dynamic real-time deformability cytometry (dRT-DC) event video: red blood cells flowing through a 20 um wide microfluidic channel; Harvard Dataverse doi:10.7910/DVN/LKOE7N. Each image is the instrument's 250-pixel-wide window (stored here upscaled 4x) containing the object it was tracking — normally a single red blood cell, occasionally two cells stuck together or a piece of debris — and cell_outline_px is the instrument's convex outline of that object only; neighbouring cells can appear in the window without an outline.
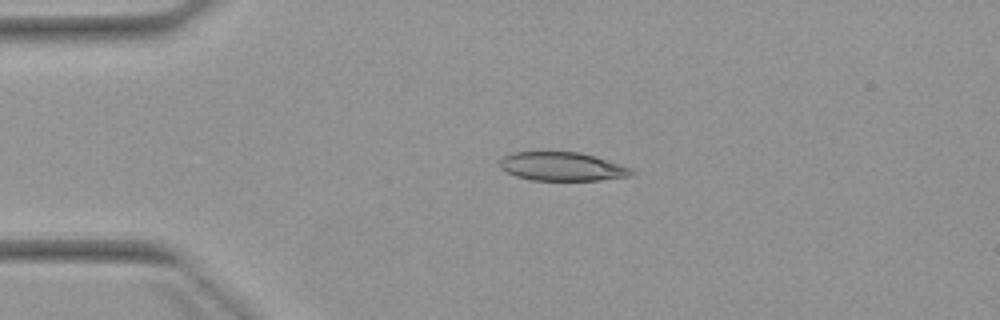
{"species": "Egyptian fruit bat (a non-hibernating species)", "species_latin": "Rousettus aegyptiacus", "temperature_condition": "warm", "stored_images_in_passage": 4, "camera_frame_rate_fps": 3000, "um_per_image_px": 0.085, "animal": {"sex": "female"}, "frame": {"image": 1, "passage_image": 3, "time_ms": 2.333, "image_size_px": [1000, 320], "cell_outline_px": [[636, 172], [632, 176], [600, 180], [532, 180], [516, 176], [500, 168], [500, 160], [504, 156], [512, 152], [544, 148], [580, 152], [596, 156], [632, 168]], "centroid_in_image_um": [47.76, 14.1], "position_along_channel_um": 37.2, "area_um2": 23.06}}